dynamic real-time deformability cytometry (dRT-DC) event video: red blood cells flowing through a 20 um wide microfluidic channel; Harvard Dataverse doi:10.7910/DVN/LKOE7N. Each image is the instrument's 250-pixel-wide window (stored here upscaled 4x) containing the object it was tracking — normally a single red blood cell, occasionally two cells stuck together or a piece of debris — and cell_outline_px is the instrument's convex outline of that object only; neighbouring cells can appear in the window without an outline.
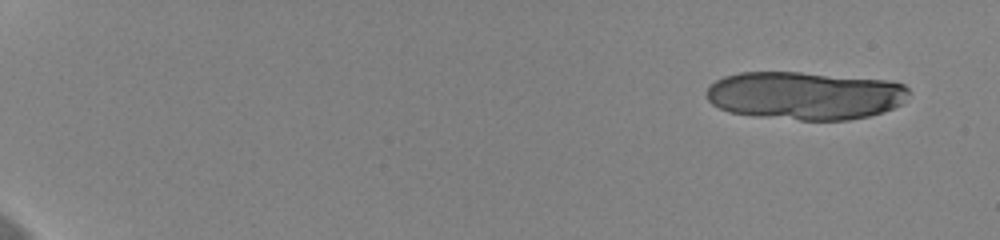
{"species": "human", "species_latin": "Homo sapiens", "temperature_condition": "cold", "stored_images_in_passage": 13, "camera_frame_rate_fps": 3000, "um_per_image_px": 0.085, "donor": {"sex": "female"}, "frame": {"image": 1, "passage_image": 1, "time_ms": 0.0, "image_size_px": [1000, 240], "cell_outline_px": [[912, 92], [900, 104], [892, 108], [868, 116], [848, 120], [800, 120], [756, 116], [728, 112], [712, 104], [708, 100], [704, 92], [716, 80], [724, 76], [740, 72], [800, 72], [888, 80], [904, 84]], "centroid_in_image_um": [68.41, 8.12], "position_along_channel_um": 16.6, "area_um2": 56.88}}